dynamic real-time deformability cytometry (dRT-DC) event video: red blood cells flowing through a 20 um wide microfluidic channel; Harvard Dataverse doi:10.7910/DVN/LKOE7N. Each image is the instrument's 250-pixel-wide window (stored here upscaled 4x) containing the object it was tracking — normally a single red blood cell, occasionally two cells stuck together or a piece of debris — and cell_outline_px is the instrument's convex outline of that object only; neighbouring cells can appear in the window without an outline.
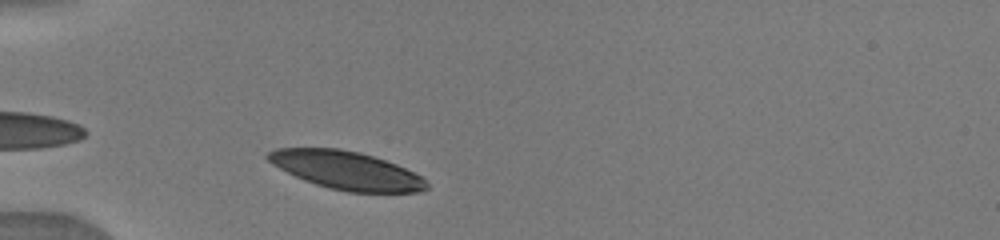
{"species": "human", "species_latin": "Homo sapiens", "temperature_condition": "warm", "stored_images_in_passage": 7, "camera_frame_rate_fps": 3000, "um_per_image_px": 0.085, "donor": {"sex": "male"}, "frame": {"image": 1, "passage_image": 4, "time_ms": 0.667, "image_size_px": [1000, 240], "cell_outline_px": [[428, 188], [420, 192], [348, 192], [316, 184], [304, 180], [272, 164], [264, 156], [268, 152], [276, 148], [340, 148], [360, 152], [396, 164], [420, 176], [428, 184]], "centroid_in_image_um": [29.42, 14.47], "position_along_channel_um": 55.6, "area_um2": 34.91}}